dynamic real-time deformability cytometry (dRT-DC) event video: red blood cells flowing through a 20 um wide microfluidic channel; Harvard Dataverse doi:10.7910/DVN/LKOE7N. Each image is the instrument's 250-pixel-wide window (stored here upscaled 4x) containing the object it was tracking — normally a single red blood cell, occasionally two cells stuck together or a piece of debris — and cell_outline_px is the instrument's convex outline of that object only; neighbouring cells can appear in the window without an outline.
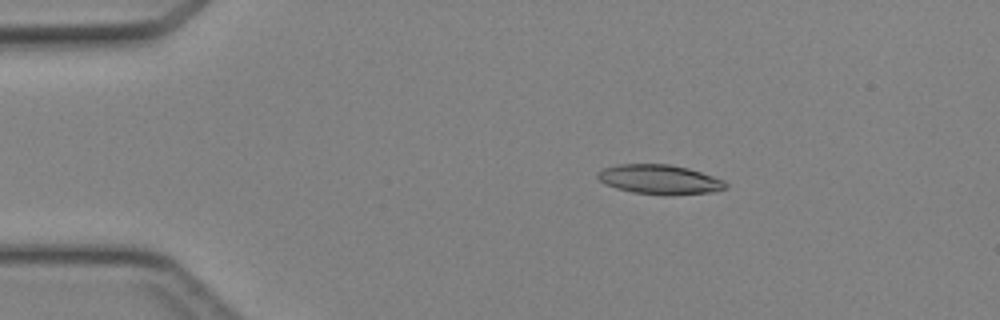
{"species": "Egyptian fruit bat (a non-hibernating species)", "species_latin": "Rousettus aegyptiacus", "temperature_condition": "cold", "stored_images_in_passage": 38, "camera_frame_rate_fps": 3000, "um_per_image_px": 0.085, "animal": {"sex": "female"}, "frame": {"image": 1, "passage_image": 1, "time_ms": 0.0, "image_size_px": [1000, 320], "cell_outline_px": [[728, 188], [712, 192], [664, 196], [632, 192], [616, 188], [604, 184], [596, 176], [596, 172], [604, 168], [616, 164], [668, 164], [688, 168], [724, 180], [728, 184]], "centroid_in_image_um": [56.05, 15.26], "position_along_channel_um": 28.9, "area_um2": 22.25}}
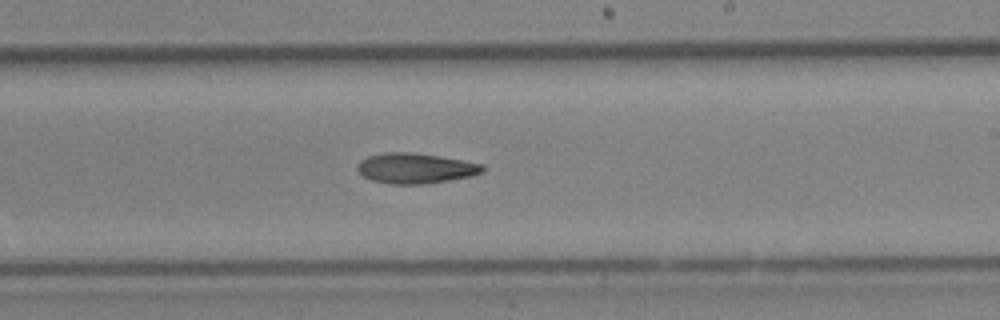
{"frame": {"image": 2, "passage_image": 20, "time_ms": 6.333, "image_size_px": [1000, 320], "cell_outline_px": [[484, 172], [472, 176], [448, 180], [420, 184], [388, 184], [372, 180], [364, 176], [356, 168], [360, 160], [368, 156], [384, 152], [412, 152], [440, 156], [484, 164]], "centroid_in_image_um": [35.32, 14.29], "position_along_channel_um": 253.7, "area_um2": 22.14}}
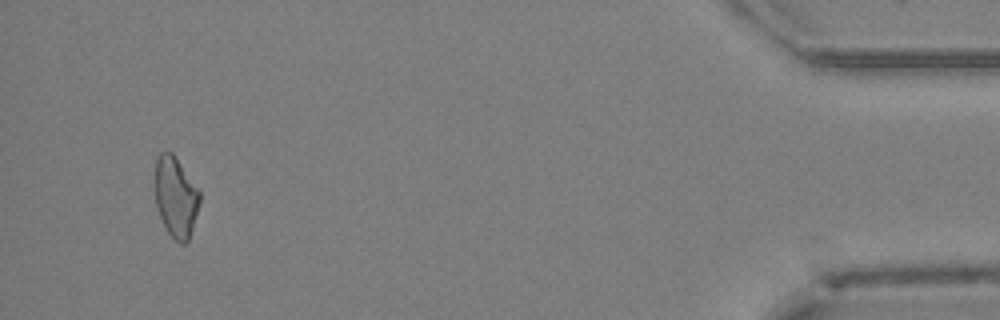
{"frame": {"image": 3, "passage_image": 36, "time_ms": 11.667, "image_size_px": [1000, 320], "cell_outline_px": [[200, 204], [188, 240], [184, 244], [180, 244], [168, 232], [156, 208], [156, 156], [160, 152], [172, 152], [200, 188]], "centroid_in_image_um": [14.97, 16.71], "position_along_channel_um": 420.2, "area_um2": 20.98}}